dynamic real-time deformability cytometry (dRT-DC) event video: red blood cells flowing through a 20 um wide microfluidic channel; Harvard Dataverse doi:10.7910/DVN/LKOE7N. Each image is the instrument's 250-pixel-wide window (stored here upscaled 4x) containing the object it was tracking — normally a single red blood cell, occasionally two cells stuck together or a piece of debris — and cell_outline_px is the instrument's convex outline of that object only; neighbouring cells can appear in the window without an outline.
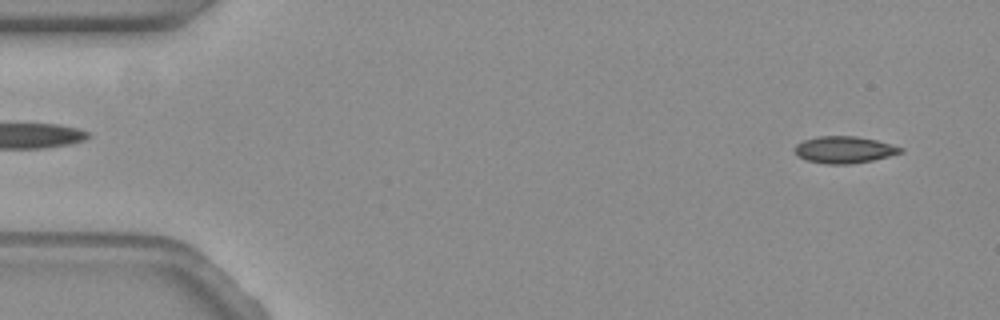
{"species": "common noctule bat (a hibernating species)", "species_latin": "Nyctalus noctula", "temperature_condition": "warm", "stored_images_in_passage": 58, "camera_frame_rate_fps": 3000, "um_per_image_px": 0.085, "animal": {"sex": "female", "body_mass_g": 19.3, "forearm_length_mm": 54.1}, "frame": {"image": 1, "passage_image": 3, "time_ms": 0.667, "image_size_px": [1000, 320], "cell_outline_px": [[904, 152], [872, 160], [848, 164], [828, 164], [808, 160], [800, 156], [796, 152], [796, 144], [804, 140], [816, 136], [856, 136], [876, 140], [904, 148]], "centroid_in_image_um": [71.79, 12.71], "position_along_channel_um": 13.2, "area_um2": 16.3}}
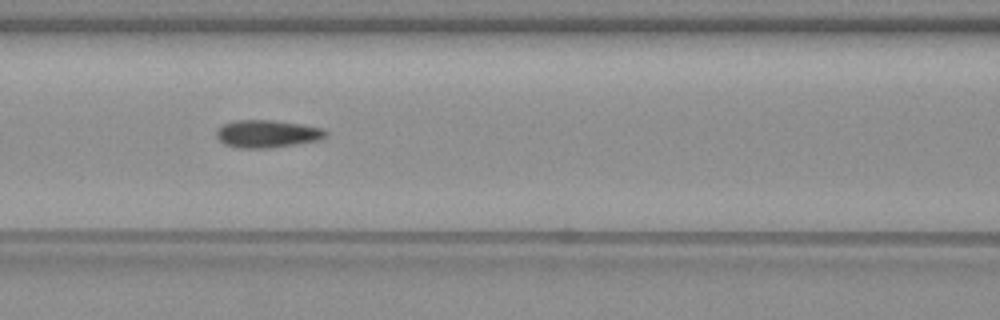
{"frame": {"image": 2, "passage_image": 24, "time_ms": 7.667, "image_size_px": [1000, 320], "cell_outline_px": [[328, 136], [320, 140], [296, 144], [268, 148], [236, 148], [224, 144], [216, 136], [216, 132], [224, 124], [236, 120], [272, 120], [304, 124], [324, 128], [328, 132]], "centroid_in_image_um": [22.77, 11.37], "position_along_channel_um": 143.8, "area_um2": 17.74}}
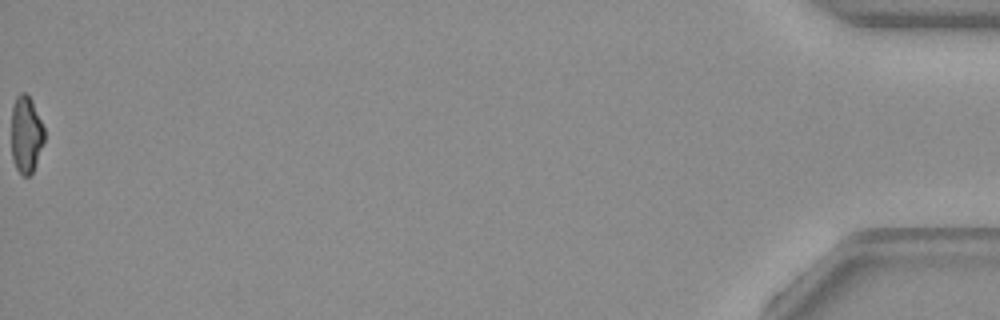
{"frame": {"image": 3, "passage_image": 58, "time_ms": 19.0, "image_size_px": [1000, 320], "cell_outline_px": [[44, 140], [32, 172], [28, 176], [24, 176], [16, 168], [12, 156], [12, 108], [16, 96], [20, 92], [24, 92], [32, 100], [44, 128]], "centroid_in_image_um": [2.21, 11.4], "position_along_channel_um": 433.0, "area_um2": 14.51}, "authors_computed_cell_mechanics": {"area_um2": 16.9354, "velocity_mm_per_s": 3.5217, "shape_relaxation_time_tau1_ms": 11.1505, "shape_relaxation_time_tau2_ms": 2.1072, "deformation_change_tau1": 0.2074, "deformation_change_tau2": 0.0796}}